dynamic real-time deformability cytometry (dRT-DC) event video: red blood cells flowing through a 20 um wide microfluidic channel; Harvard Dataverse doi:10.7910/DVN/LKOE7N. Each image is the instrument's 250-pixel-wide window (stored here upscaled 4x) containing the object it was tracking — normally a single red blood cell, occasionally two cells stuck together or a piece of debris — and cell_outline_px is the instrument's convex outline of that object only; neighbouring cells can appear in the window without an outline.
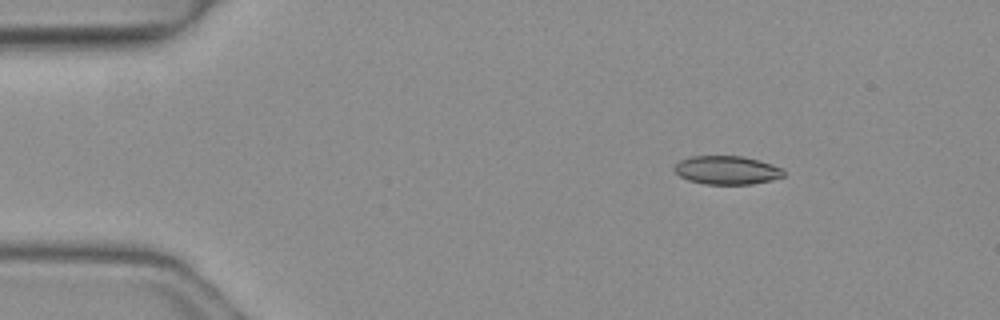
{"species": "common noctule bat (a hibernating species)", "species_latin": "Nyctalus noctula", "temperature_condition": "warm", "stored_images_in_passage": 5, "camera_frame_rate_fps": 3000, "um_per_image_px": 0.085, "animal": {"sex": "female", "body_mass_g": 19.3, "forearm_length_mm": 54.1}, "frame": {"image": 1, "passage_image": 3, "time_ms": 0.667, "image_size_px": [1000, 320], "cell_outline_px": [[784, 176], [772, 180], [752, 184], [704, 184], [688, 180], [680, 176], [676, 172], [676, 164], [680, 160], [692, 156], [744, 156], [760, 160], [784, 168]], "centroid_in_image_um": [61.84, 14.46], "position_along_channel_um": 23.2, "area_um2": 18.21}}
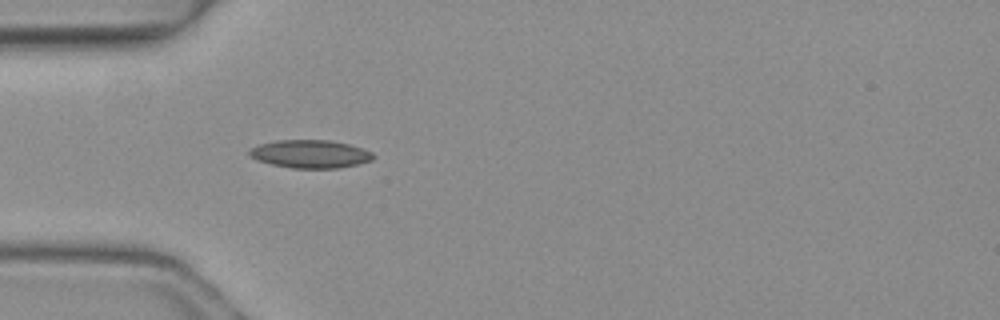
{"frame": {"image": 2, "passage_image": 5, "time_ms": 1.333, "image_size_px": [1000, 320], "cell_outline_px": [[376, 156], [372, 160], [340, 168], [292, 168], [272, 164], [256, 160], [248, 156], [248, 148], [256, 144], [276, 140], [328, 140], [348, 144], [372, 152]], "centroid_in_image_um": [26.3, 13.08], "position_along_channel_um": 58.7, "area_um2": 20.4}}